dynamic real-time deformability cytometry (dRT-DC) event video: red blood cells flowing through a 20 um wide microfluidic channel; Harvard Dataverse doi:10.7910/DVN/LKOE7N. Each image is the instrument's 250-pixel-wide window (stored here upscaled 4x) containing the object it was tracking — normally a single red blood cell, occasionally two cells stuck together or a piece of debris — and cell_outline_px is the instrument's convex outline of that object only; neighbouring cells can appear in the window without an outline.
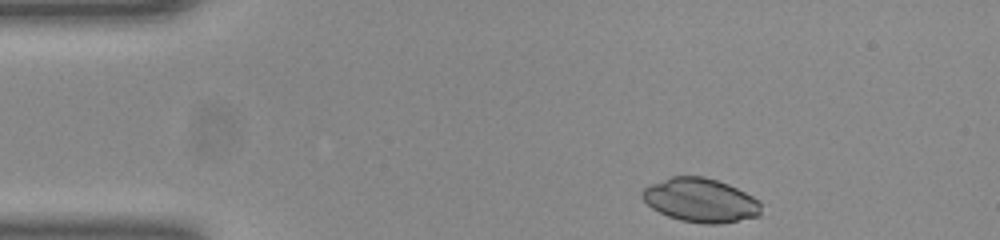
{"species": "common noctule bat (a hibernating species)", "species_latin": "Nyctalus noctula", "temperature_condition": "room temperature", "stored_images_in_passage": 36, "camera_frame_rate_fps": 3000, "um_per_image_px": 0.085, "animal": {"sex": "female", "body_mass_g": 23.0, "forearm_length_mm": 53.4}, "frame": {"image": 1, "passage_image": 1, "time_ms": 0.0, "image_size_px": [1000, 240], "cell_outline_px": [[760, 216], [720, 224], [704, 224], [680, 220], [668, 216], [652, 208], [640, 196], [640, 192], [644, 188], [652, 184], [672, 176], [704, 176], [728, 184], [752, 196], [760, 204]], "centroid_in_image_um": [59.53, 17.03], "position_along_channel_um": 25.5, "area_um2": 30.23}}
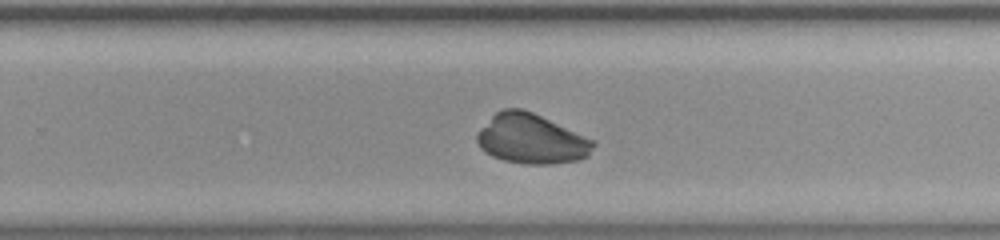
{"frame": {"image": 2, "passage_image": 26, "time_ms": 8.333, "image_size_px": [1000, 240], "cell_outline_px": [[596, 144], [588, 156], [580, 160], [552, 164], [524, 164], [504, 160], [492, 156], [484, 152], [480, 148], [476, 140], [476, 132], [496, 112], [504, 108], [520, 108], [532, 112], [596, 140]], "centroid_in_image_um": [45.17, 11.82], "position_along_channel_um": 284.6, "area_um2": 33.99}}
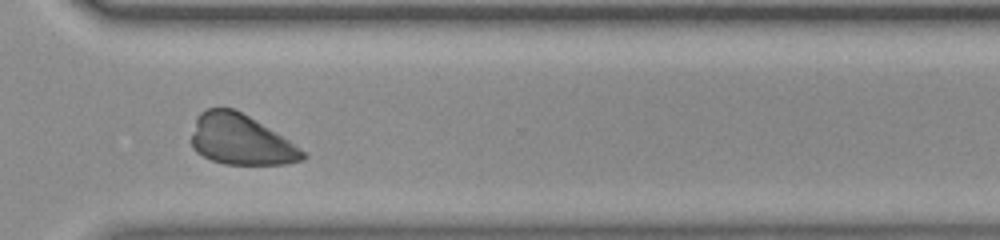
{"frame": {"image": 3, "passage_image": 31, "time_ms": 10.0, "image_size_px": [1000, 240], "cell_outline_px": [[308, 156], [304, 160], [284, 164], [224, 164], [212, 160], [196, 152], [192, 148], [192, 136], [196, 120], [200, 112], [208, 108], [232, 108], [248, 116], [288, 140], [304, 152]], "centroid_in_image_um": [20.45, 11.89], "position_along_channel_um": 350.2, "area_um2": 32.08}}